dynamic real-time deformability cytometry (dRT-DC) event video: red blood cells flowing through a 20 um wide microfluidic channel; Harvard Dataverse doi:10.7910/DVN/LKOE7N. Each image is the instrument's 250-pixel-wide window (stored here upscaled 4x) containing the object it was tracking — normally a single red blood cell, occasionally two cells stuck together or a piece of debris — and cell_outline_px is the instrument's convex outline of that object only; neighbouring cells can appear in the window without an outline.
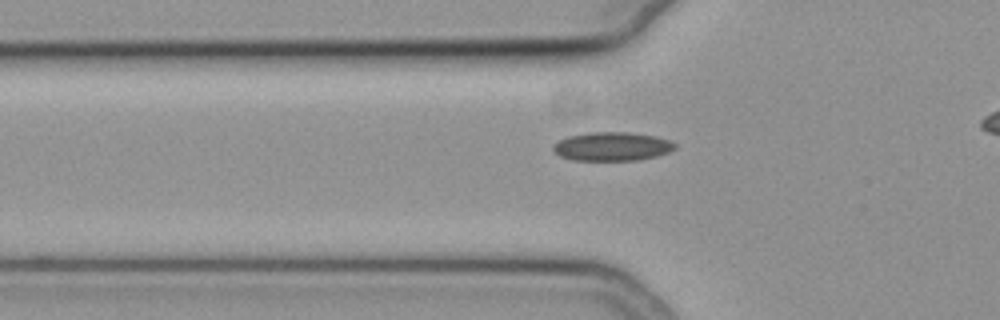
{"species": "common noctule bat (a hibernating species)", "species_latin": "Nyctalus noctula", "temperature_condition": "cold", "stored_images_in_passage": 39, "camera_frame_rate_fps": 3000, "um_per_image_px": 0.085, "animal": {"sex": "female", "body_mass_g": 19.3, "forearm_length_mm": 54.1}, "frame": {"image": 1, "passage_image": 10, "time_ms": 3.0, "image_size_px": [1000, 320], "cell_outline_px": [[676, 148], [668, 152], [656, 156], [640, 160], [572, 160], [560, 156], [552, 148], [560, 140], [568, 136], [588, 132], [628, 132], [656, 136], [668, 140], [676, 144]], "centroid_in_image_um": [52.05, 12.45], "position_along_channel_um": 73.8, "area_um2": 20.29}}
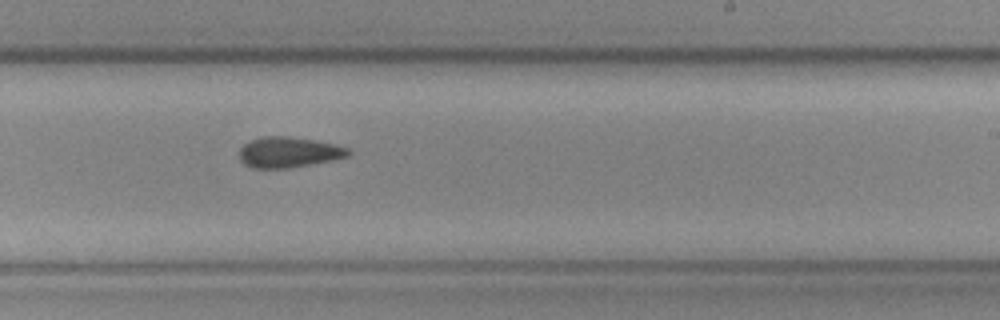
{"frame": {"image": 2, "passage_image": 25, "time_ms": 8.0, "image_size_px": [1000, 320], "cell_outline_px": [[352, 152], [348, 156], [332, 160], [288, 168], [252, 168], [244, 164], [240, 160], [240, 148], [248, 140], [264, 136], [288, 136], [336, 144], [348, 148]], "centroid_in_image_um": [24.52, 12.93], "position_along_channel_um": 264.5, "area_um2": 19.42}}
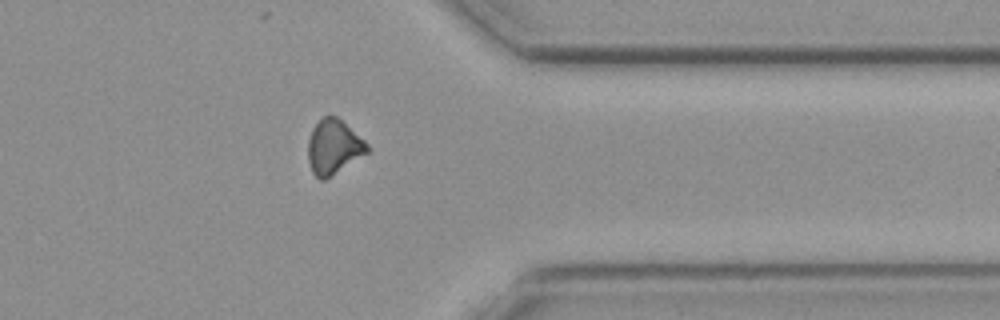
{"frame": {"image": 3, "passage_image": 35, "time_ms": 11.333, "image_size_px": [1000, 320], "cell_outline_px": [[372, 152], [332, 176], [324, 180], [320, 180], [312, 172], [308, 160], [308, 140], [312, 128], [324, 116], [336, 116], [364, 140], [372, 148]], "centroid_in_image_um": [28.4, 12.53], "position_along_channel_um": 383.0, "area_um2": 19.13}}